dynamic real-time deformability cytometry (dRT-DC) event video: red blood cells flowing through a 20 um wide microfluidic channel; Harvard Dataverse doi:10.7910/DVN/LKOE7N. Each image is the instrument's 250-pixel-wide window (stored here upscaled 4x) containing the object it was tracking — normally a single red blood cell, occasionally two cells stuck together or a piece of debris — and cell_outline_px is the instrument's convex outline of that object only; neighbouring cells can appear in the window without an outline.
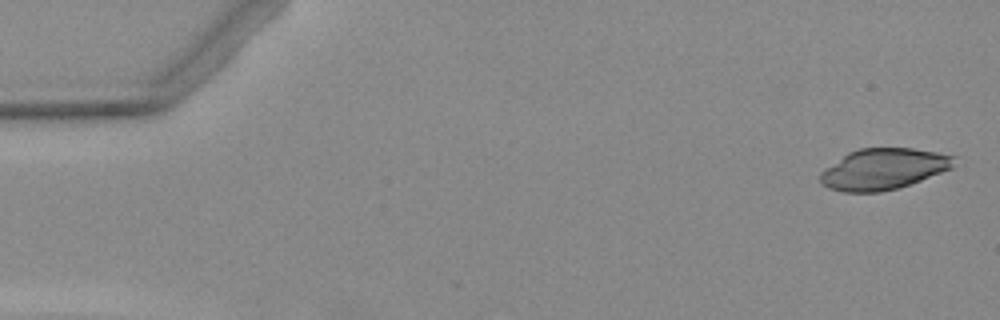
{"species": "Egyptian fruit bat (a non-hibernating species)", "species_latin": "Rousettus aegyptiacus", "temperature_condition": "warm", "stored_images_in_passage": 5, "camera_frame_rate_fps": 3000, "um_per_image_px": 0.085, "animal": {"sex": "female"}, "frame": {"image": 1, "passage_image": 1, "time_ms": 0.0, "image_size_px": [1000, 320], "cell_outline_px": [[956, 156], [952, 168], [920, 180], [896, 188], [880, 192], [844, 192], [828, 188], [820, 184], [820, 172], [848, 152], [860, 148], [912, 148], [936, 152]], "centroid_in_image_um": [75.06, 14.36], "position_along_channel_um": 9.9, "area_um2": 31.79}}